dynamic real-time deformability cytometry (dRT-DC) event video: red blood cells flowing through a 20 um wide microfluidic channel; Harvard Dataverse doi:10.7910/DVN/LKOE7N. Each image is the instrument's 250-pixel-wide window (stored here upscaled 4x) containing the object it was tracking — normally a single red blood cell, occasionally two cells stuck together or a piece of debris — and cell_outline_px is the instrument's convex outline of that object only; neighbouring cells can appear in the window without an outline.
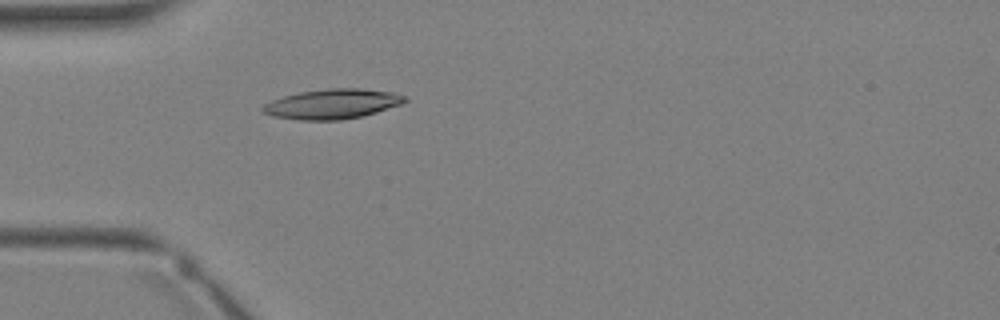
{"species": "Egyptian fruit bat (a non-hibernating species)", "species_latin": "Rousettus aegyptiacus", "temperature_condition": "warm", "stored_images_in_passage": 1, "camera_frame_rate_fps": 3000, "um_per_image_px": 0.085, "animal": {"sex": "female"}, "frame": {"image": 1, "passage_image": 1, "time_ms": 0.0, "image_size_px": [1000, 320], "cell_outline_px": [[408, 100], [400, 104], [376, 112], [360, 116], [340, 120], [300, 120], [272, 116], [260, 112], [260, 108], [264, 104], [272, 100], [284, 96], [300, 92], [328, 88], [360, 88], [392, 92], [408, 96]], "centroid_in_image_um": [28.22, 8.83], "position_along_channel_um": 56.8, "area_um2": 24.74}}